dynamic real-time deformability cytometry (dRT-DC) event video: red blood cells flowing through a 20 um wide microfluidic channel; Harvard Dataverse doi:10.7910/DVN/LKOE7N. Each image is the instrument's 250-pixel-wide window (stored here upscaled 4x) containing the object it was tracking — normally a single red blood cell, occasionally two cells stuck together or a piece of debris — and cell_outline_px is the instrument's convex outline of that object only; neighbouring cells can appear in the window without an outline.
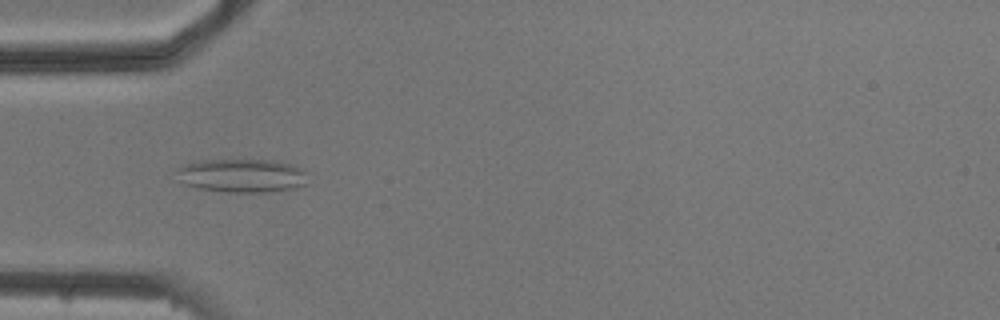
{"species": "common noctule bat (a hibernating species)", "species_latin": "Nyctalus noctula", "temperature_condition": "cold", "stored_images_in_passage": 6, "camera_frame_rate_fps": 3000, "um_per_image_px": 0.085, "animal": {"sex": "male", "body_mass_g": 20.5, "forearm_length_mm": 52.5}, "frame": {"image": 1, "passage_image": 5, "time_ms": 4.667, "image_size_px": [1000, 320], "cell_outline_px": [[304, 184], [292, 188], [268, 192], [224, 192], [200, 188], [184, 184], [180, 180], [176, 168], [184, 164], [204, 160], [272, 160], [292, 164], [304, 168]], "centroid_in_image_um": [20.53, 14.92], "position_along_channel_um": 64.5, "area_um2": 25.43}}
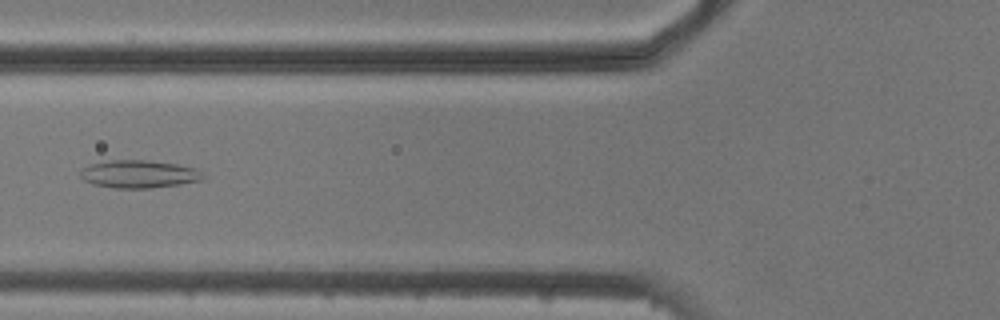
{"frame": {"image": 2, "passage_image": 6, "time_ms": 6.0, "image_size_px": [1000, 320], "cell_outline_px": [[204, 180], [180, 184], [152, 188], [112, 188], [92, 184], [84, 180], [80, 176], [80, 168], [92, 164], [112, 160], [148, 160], [176, 164], [196, 168], [204, 176]], "centroid_in_image_um": [11.8, 14.8], "position_along_channel_um": 114.0, "area_um2": 19.94}}